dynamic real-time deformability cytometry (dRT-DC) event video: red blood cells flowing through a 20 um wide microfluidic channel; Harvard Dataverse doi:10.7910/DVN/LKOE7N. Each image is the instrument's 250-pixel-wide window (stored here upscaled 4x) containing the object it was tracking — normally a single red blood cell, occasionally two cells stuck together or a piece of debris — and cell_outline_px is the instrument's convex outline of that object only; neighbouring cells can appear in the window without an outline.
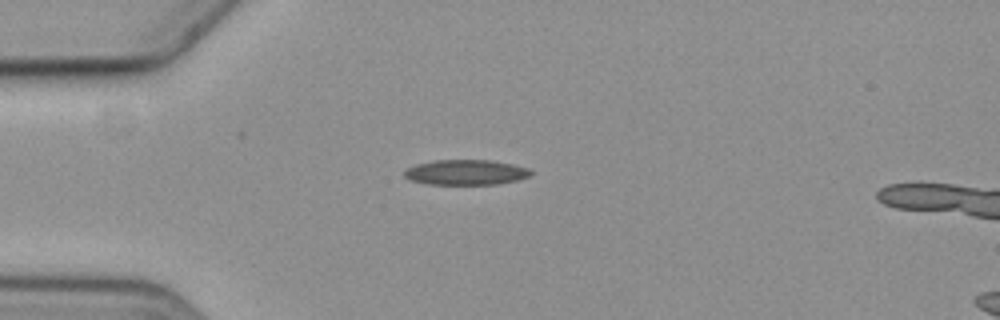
{"species": "common noctule bat (a hibernating species)", "species_latin": "Nyctalus noctula", "temperature_condition": "cold", "stored_images_in_passage": 2, "camera_frame_rate_fps": 3000, "um_per_image_px": 0.085, "animal": {"sex": "female", "body_mass_g": 19.3, "forearm_length_mm": 54.1}, "frame": {"image": 1, "passage_image": 1, "time_ms": 0.0, "image_size_px": [1000, 320], "cell_outline_px": [[532, 172], [528, 176], [516, 180], [496, 184], [424, 184], [408, 180], [404, 176], [404, 172], [408, 168], [416, 164], [432, 160], [492, 160], [512, 164], [528, 168]], "centroid_in_image_um": [39.54, 14.64], "position_along_channel_um": 45.5, "area_um2": 18.55}}